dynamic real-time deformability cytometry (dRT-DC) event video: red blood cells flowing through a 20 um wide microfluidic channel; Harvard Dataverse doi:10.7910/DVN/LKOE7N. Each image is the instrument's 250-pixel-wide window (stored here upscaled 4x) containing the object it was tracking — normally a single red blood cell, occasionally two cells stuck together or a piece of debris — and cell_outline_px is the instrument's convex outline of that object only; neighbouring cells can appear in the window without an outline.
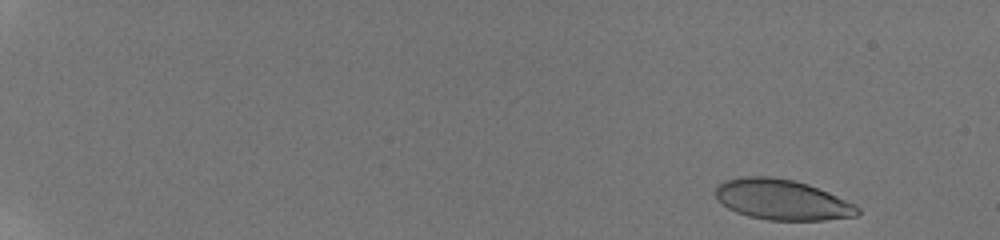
{"species": "human", "species_latin": "Homo sapiens", "temperature_condition": "room temperature", "stored_images_in_passage": 41, "camera_frame_rate_fps": 3000, "um_per_image_px": 0.085, "donor": {"sex": "male"}, "frame": {"image": 1, "passage_image": 2, "time_ms": 0.667, "image_size_px": [1000, 240], "cell_outline_px": [[860, 212], [856, 216], [824, 220], [768, 220], [748, 216], [736, 212], [728, 208], [716, 196], [716, 188], [724, 180], [740, 176], [768, 176], [792, 180], [808, 184], [828, 192], [856, 204], [860, 208]], "centroid_in_image_um": [66.49, 16.97], "position_along_channel_um": 18.5, "area_um2": 33.41}}
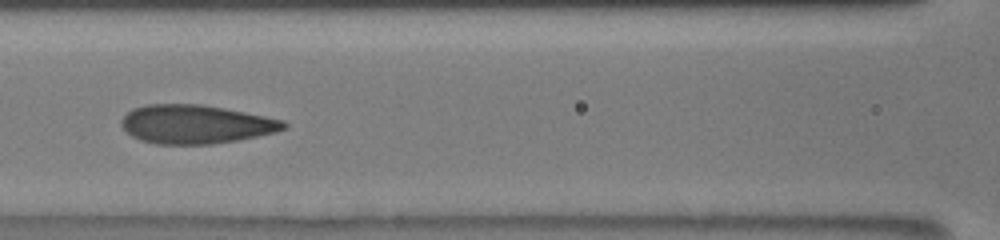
{"frame": {"image": 2, "passage_image": 20, "time_ms": 9.0, "image_size_px": [1000, 240], "cell_outline_px": [[288, 128], [276, 132], [236, 140], [212, 144], [156, 144], [140, 140], [132, 136], [120, 124], [120, 120], [132, 108], [144, 104], [204, 104], [284, 120], [288, 124]], "centroid_in_image_um": [16.63, 10.55], "position_along_channel_um": 150.0, "area_um2": 36.7}}
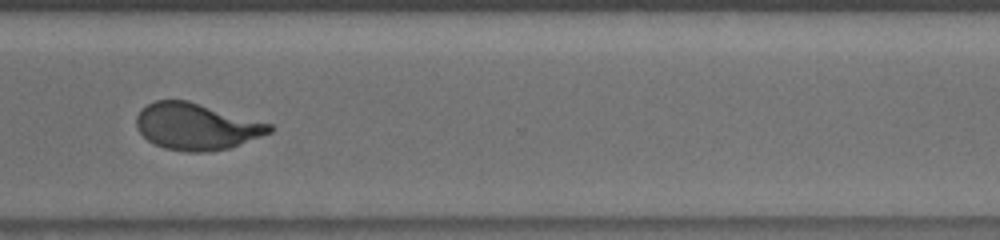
{"frame": {"image": 3, "passage_image": 34, "time_ms": 14.333, "image_size_px": [1000, 240], "cell_outline_px": [[272, 132], [228, 148], [208, 152], [188, 152], [164, 148], [148, 140], [136, 128], [136, 116], [140, 108], [156, 100], [188, 100], [272, 124]], "centroid_in_image_um": [16.67, 10.74], "position_along_channel_um": 353.9, "area_um2": 36.07}, "authors_computed_cell_mechanics": {"area_um2": 35.9516, "velocity_mm_per_s": 3.8315, "shape_relaxation_time_tau1_ms": 6.8832, "shape_relaxation_time_tau2_ms": null, "deformation_change_tau1": 0.2359, "deformation_change_tau2": null}}